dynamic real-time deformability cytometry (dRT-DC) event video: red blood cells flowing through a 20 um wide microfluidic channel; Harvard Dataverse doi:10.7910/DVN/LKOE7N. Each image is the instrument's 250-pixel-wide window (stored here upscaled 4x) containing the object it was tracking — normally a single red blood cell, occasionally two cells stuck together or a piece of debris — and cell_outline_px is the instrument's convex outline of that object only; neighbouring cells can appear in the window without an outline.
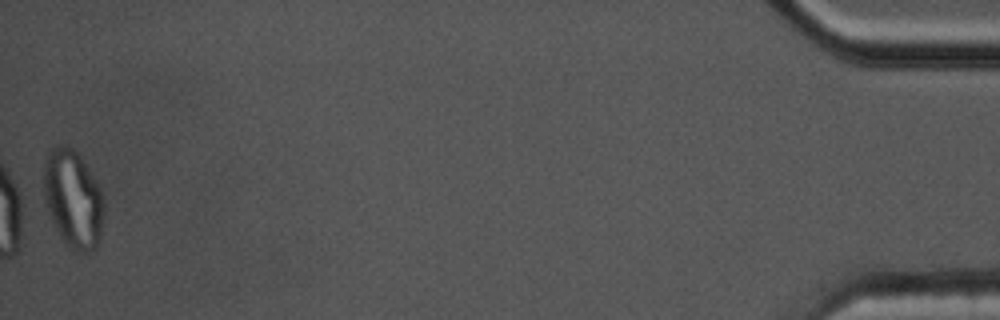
{"species": "common noctule bat (a hibernating species)", "species_latin": "Nyctalus noctula", "temperature_condition": "cold", "stored_images_in_passage": 41, "segment_of_instrument_passage": [2, 2], "camera_frame_rate_fps": 3000, "um_per_image_px": 0.085, "animal": {"sex": "male", "body_mass_g": 17.5, "forearm_length_mm": 52.3}, "frame": {"image": 1, "passage_image": 41, "time_ms": 13.333, "image_size_px": [1000, 320], "cell_outline_px": [[104, 220], [100, 240], [96, 248], [88, 252], [80, 252], [72, 248], [60, 236], [48, 212], [44, 200], [44, 164], [48, 152], [56, 144], [64, 144], [72, 148], [80, 156], [100, 188], [104, 196]], "centroid_in_image_um": [6.23, 16.9], "position_along_channel_um": 429.0, "area_um2": 34.45}}